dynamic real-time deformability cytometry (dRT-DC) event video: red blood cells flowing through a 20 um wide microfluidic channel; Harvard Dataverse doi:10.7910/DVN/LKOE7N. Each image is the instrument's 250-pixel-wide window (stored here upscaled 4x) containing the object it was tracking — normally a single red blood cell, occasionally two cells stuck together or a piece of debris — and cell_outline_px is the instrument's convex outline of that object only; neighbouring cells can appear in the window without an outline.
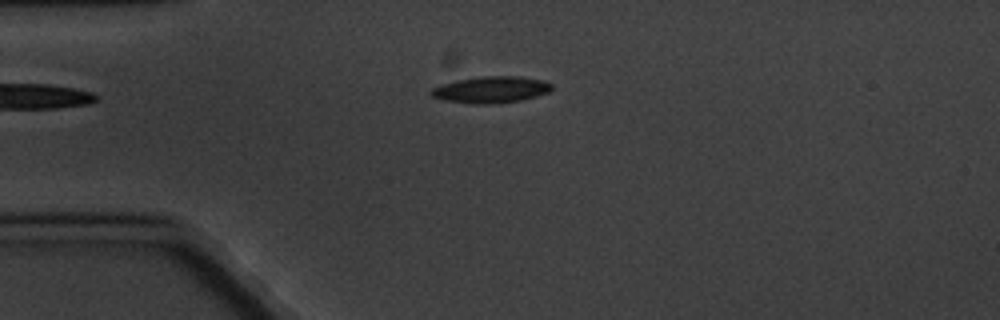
{"species": "common noctule bat (a hibernating species)", "species_latin": "Nyctalus noctula", "temperature_condition": "cold", "stored_images_in_passage": 6, "camera_frame_rate_fps": 3000, "um_per_image_px": 0.085, "animal": {"sex": "male", "body_mass_g": 20.1, "forearm_length_mm": 53.5}, "frame": {"image": 1, "passage_image": 3, "time_ms": 2.333, "image_size_px": [1000, 320], "cell_outline_px": [[552, 88], [548, 92], [536, 96], [520, 100], [488, 104], [472, 104], [444, 100], [432, 96], [428, 92], [432, 88], [440, 84], [456, 80], [480, 76], [516, 76], [544, 80], [552, 84]], "centroid_in_image_um": [41.7, 7.61], "position_along_channel_um": 43.3, "area_um2": 18.67}}
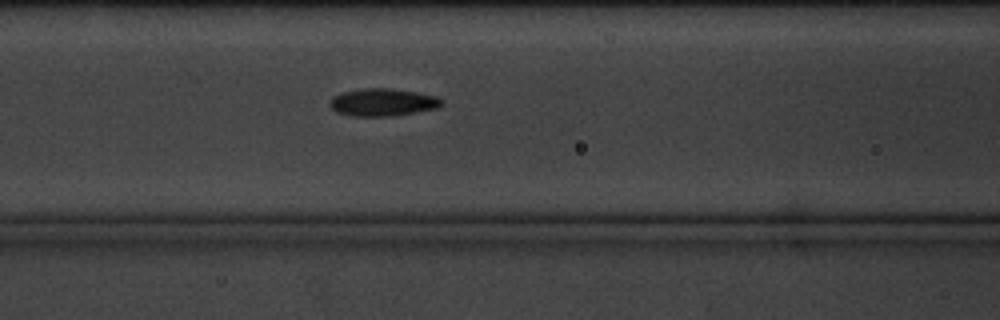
{"frame": {"image": 2, "passage_image": 6, "time_ms": 5.667, "image_size_px": [1000, 320], "cell_outline_px": [[444, 104], [436, 108], [416, 112], [392, 116], [356, 116], [336, 112], [328, 104], [328, 100], [332, 96], [344, 92], [364, 88], [392, 88], [440, 96], [444, 100]], "centroid_in_image_um": [32.56, 8.68], "position_along_channel_um": 134.0, "area_um2": 18.15}}